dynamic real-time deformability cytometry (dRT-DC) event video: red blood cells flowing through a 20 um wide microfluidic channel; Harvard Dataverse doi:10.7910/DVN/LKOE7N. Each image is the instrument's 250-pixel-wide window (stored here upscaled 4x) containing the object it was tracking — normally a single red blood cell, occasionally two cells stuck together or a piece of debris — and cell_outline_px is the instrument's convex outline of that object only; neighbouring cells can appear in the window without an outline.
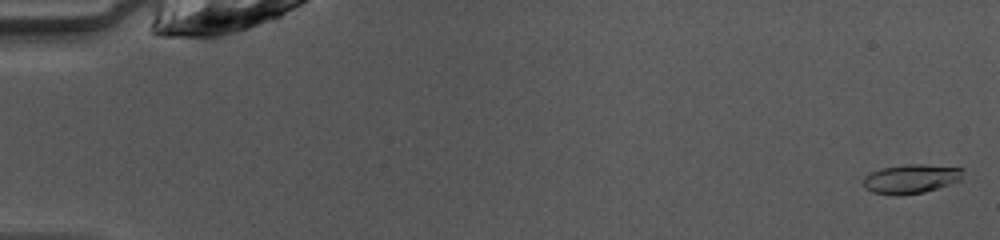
{"species": "common noctule bat (a hibernating species)", "species_latin": "Nyctalus noctula", "temperature_condition": "warm", "stored_images_in_passage": 49, "camera_frame_rate_fps": 3000, "um_per_image_px": 0.085, "animal": {"sex": "female", "body_mass_g": 10.0, "forearm_length_mm": 53.1}, "frame": {"image": 1, "passage_image": 1, "time_ms": 0.0, "image_size_px": [1000, 240], "cell_outline_px": [[964, 180], [924, 192], [900, 196], [896, 196], [872, 192], [864, 188], [864, 176], [880, 168], [908, 164], [924, 164], [964, 168]], "centroid_in_image_um": [77.48, 15.2], "position_along_channel_um": 7.5, "area_um2": 17.28}}
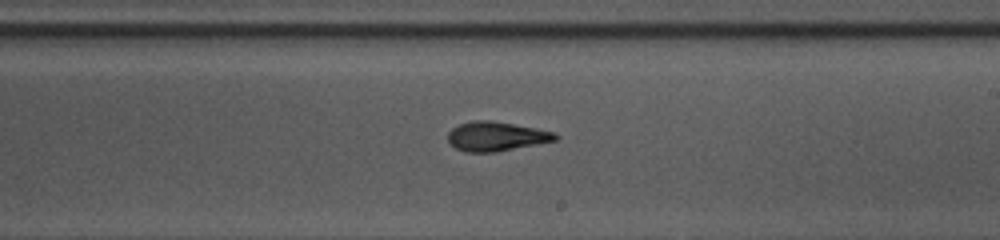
{"frame": {"image": 2, "passage_image": 29, "time_ms": 9.333, "image_size_px": [1000, 240], "cell_outline_px": [[560, 136], [556, 140], [496, 152], [464, 152], [456, 148], [448, 140], [448, 132], [452, 128], [460, 124], [472, 120], [488, 120], [536, 128], [556, 132]], "centroid_in_image_um": [42.18, 11.59], "position_along_channel_um": 246.8, "area_um2": 18.26}}
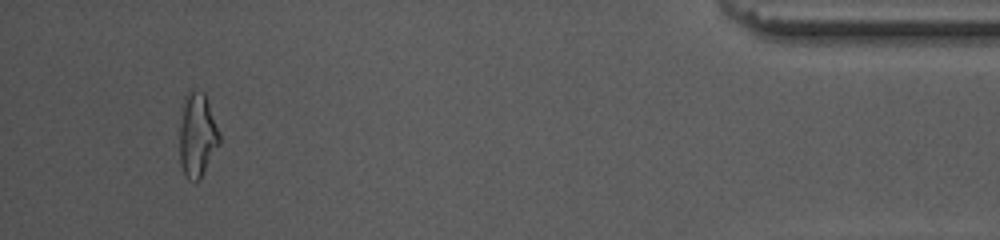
{"frame": {"image": 3, "passage_image": 46, "time_ms": 15.0, "image_size_px": [1000, 240], "cell_outline_px": [[220, 144], [200, 180], [188, 180], [180, 164], [180, 128], [184, 96], [188, 88], [196, 88], [204, 92], [220, 136]], "centroid_in_image_um": [16.76, 11.46], "position_along_channel_um": 418.4, "area_um2": 19.59}, "authors_computed_cell_mechanics": {"area_um2": 18.0914, "velocity_mm_per_s": 4.1328, "shape_relaxation_time_tau1_ms": 5.0397, "shape_relaxation_time_tau2_ms": 2.1526, "deformation_change_tau1": 0.2125, "deformation_change_tau2": 0.0886}}